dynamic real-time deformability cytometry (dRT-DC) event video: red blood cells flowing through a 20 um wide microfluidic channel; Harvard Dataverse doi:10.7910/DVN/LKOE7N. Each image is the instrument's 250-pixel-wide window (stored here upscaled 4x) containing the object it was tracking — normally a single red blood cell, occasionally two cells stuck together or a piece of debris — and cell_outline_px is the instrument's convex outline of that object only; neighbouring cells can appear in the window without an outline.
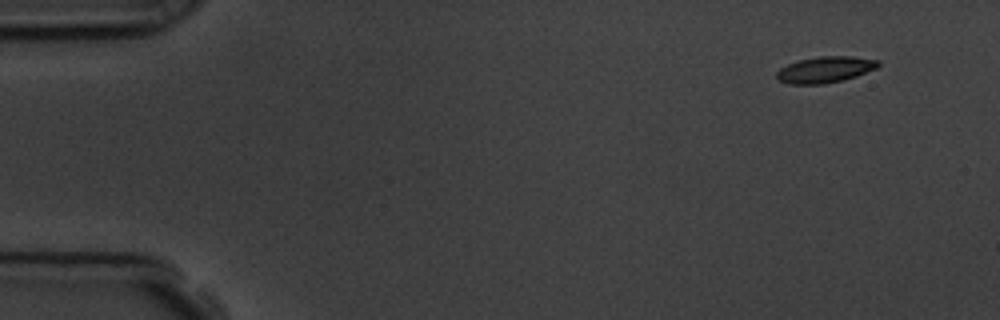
{"species": "common noctule bat (a hibernating species)", "species_latin": "Nyctalus noctula", "temperature_condition": "room temperature", "stored_images_in_passage": 54, "camera_frame_rate_fps": 3000, "um_per_image_px": 0.085, "animal": {"sex": "male", "body_mass_g": 19.5, "forearm_length_mm": 54.6}, "frame": {"image": 1, "passage_image": 1, "time_ms": 0.0, "image_size_px": [1000, 320], "cell_outline_px": [[880, 64], [876, 68], [856, 76], [824, 84], [792, 84], [780, 80], [776, 76], [776, 72], [780, 68], [788, 64], [800, 60], [820, 56], [852, 56], [880, 60]], "centroid_in_image_um": [70.15, 5.9], "position_along_channel_um": 14.8, "area_um2": 15.32}}
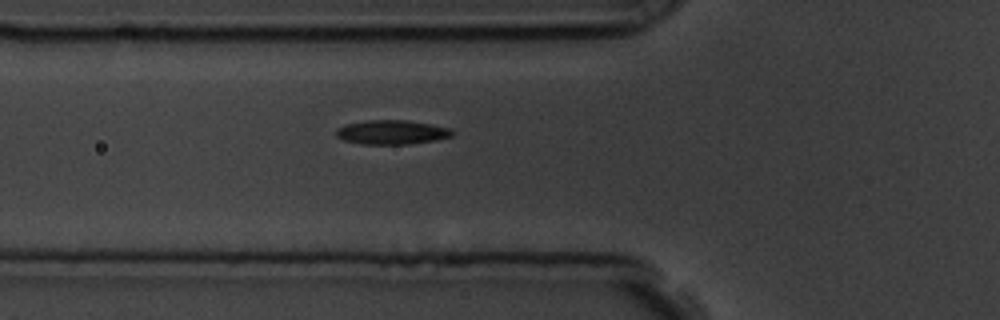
{"frame": {"image": 2, "passage_image": 17, "time_ms": 5.333, "image_size_px": [1000, 320], "cell_outline_px": [[452, 136], [436, 140], [408, 144], [360, 144], [344, 140], [336, 136], [336, 128], [344, 124], [368, 120], [408, 120], [452, 128]], "centroid_in_image_um": [33.28, 11.23], "position_along_channel_um": 92.5, "area_um2": 16.47}}
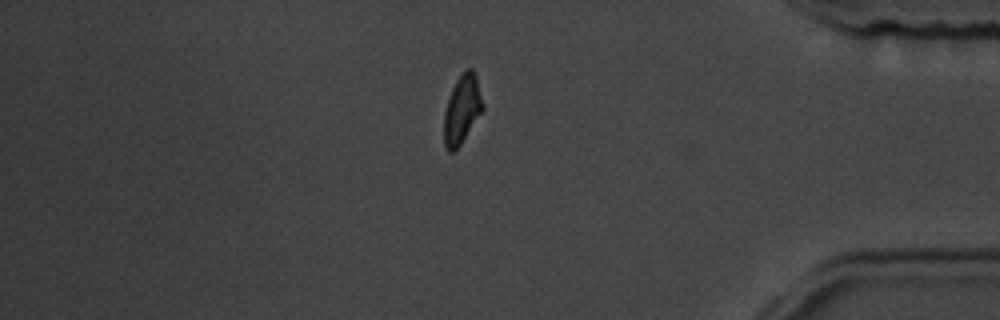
{"frame": {"image": 3, "passage_image": 45, "time_ms": 14.667, "image_size_px": [1000, 320], "cell_outline_px": [[484, 108], [460, 144], [452, 152], [448, 152], [444, 144], [444, 112], [452, 88], [456, 80], [468, 68], [472, 68], [476, 76]], "centroid_in_image_um": [39.26, 9.3], "position_along_channel_um": 395.9, "area_um2": 15.09}, "authors_computed_cell_mechanics": {"area_um2": 16.0106, "velocity_mm_per_s": 3.5737, "shape_relaxation_time_tau1_ms": 7.3821, "shape_relaxation_time_tau2_ms": 4.0284, "deformation_change_tau1": 0.1558, "deformation_change_tau2": 0.0775}}